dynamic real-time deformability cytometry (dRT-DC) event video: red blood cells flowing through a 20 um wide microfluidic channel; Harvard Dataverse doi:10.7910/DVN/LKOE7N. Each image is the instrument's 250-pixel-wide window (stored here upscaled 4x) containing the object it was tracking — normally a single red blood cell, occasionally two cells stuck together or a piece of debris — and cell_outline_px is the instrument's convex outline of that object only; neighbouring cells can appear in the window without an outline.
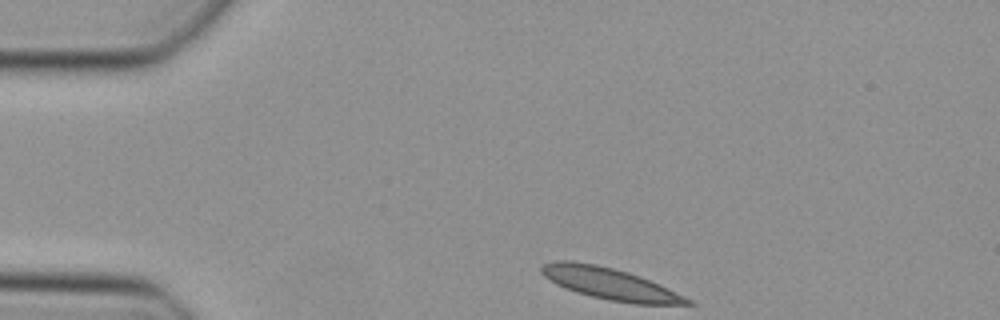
{"species": "Egyptian fruit bat (a non-hibernating species)", "species_latin": "Rousettus aegyptiacus", "temperature_condition": "cold", "stored_images_in_passage": 40, "camera_frame_rate_fps": 3000, "um_per_image_px": 0.085, "animal": {"sex": "female"}, "frame": {"image": 1, "passage_image": 1, "time_ms": 0.0, "image_size_px": [1000, 320], "cell_outline_px": [[696, 304], [632, 304], [608, 300], [576, 292], [556, 284], [544, 276], [540, 272], [540, 268], [544, 264], [556, 260], [572, 260], [596, 264], [628, 272], [640, 276], [660, 284], [692, 300]], "centroid_in_image_um": [51.84, 24.11], "position_along_channel_um": 33.2, "area_um2": 26.88}}
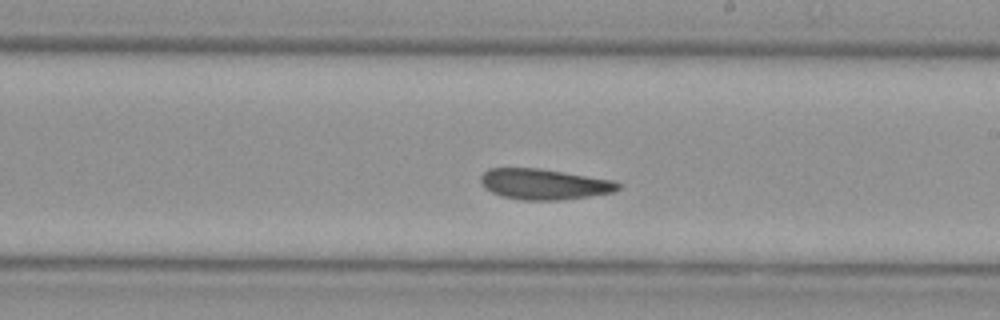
{"frame": {"image": 2, "passage_image": 20, "time_ms": 6.333, "image_size_px": [1000, 320], "cell_outline_px": [[620, 188], [612, 192], [588, 196], [560, 200], [520, 200], [500, 196], [484, 188], [480, 180], [480, 176], [488, 168], [540, 168], [616, 180], [620, 184]], "centroid_in_image_um": [46.23, 15.65], "position_along_channel_um": 242.8, "area_um2": 24.74}}
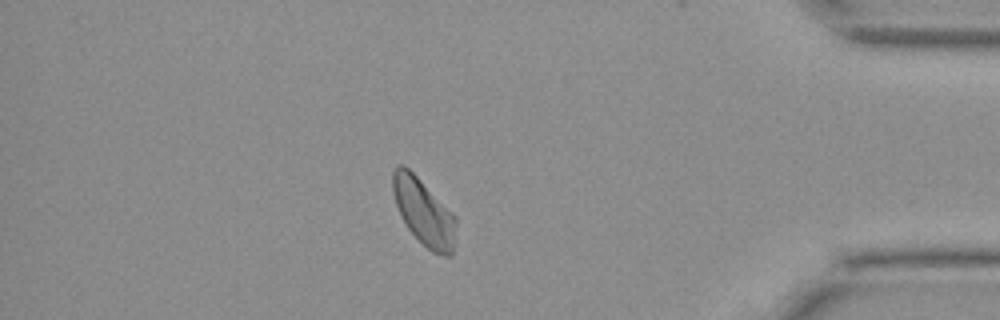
{"frame": {"image": 3, "passage_image": 34, "time_ms": 11.0, "image_size_px": [1000, 320], "cell_outline_px": [[456, 224], [452, 256], [444, 256], [432, 252], [408, 228], [396, 204], [392, 188], [392, 172], [396, 164], [404, 164], [456, 216]], "centroid_in_image_um": [36.02, 18.01], "position_along_channel_um": 399.2, "area_um2": 24.04}}